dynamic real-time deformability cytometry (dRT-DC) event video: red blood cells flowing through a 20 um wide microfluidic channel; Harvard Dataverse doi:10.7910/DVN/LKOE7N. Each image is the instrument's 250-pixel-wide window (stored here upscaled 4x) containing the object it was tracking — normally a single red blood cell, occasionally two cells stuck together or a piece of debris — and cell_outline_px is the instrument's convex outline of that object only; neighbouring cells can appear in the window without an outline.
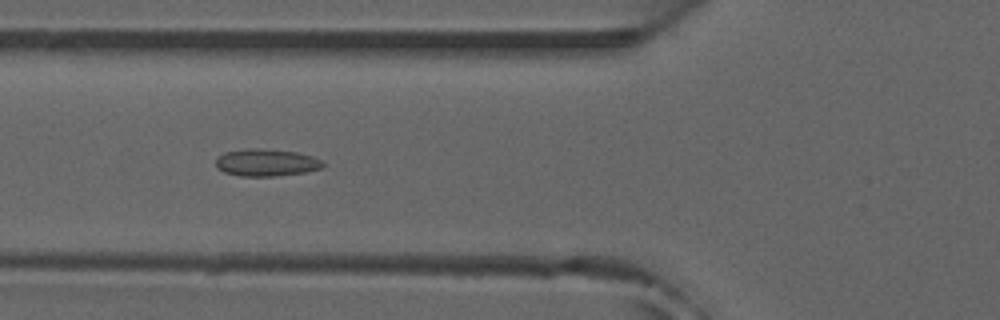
{"species": "common noctule bat (a hibernating species)", "species_latin": "Nyctalus noctula", "temperature_condition": "room temperature", "stored_images_in_passage": 41, "camera_frame_rate_fps": 3000, "um_per_image_px": 0.085, "animal": {"sex": "male", "forearm_length_mm": 52.5}, "frame": {"image": 1, "passage_image": 18, "time_ms": 5.667, "image_size_px": [1000, 320], "cell_outline_px": [[324, 168], [304, 172], [276, 176], [240, 176], [224, 172], [216, 168], [216, 160], [224, 152], [248, 148], [256, 148], [296, 152], [312, 156], [320, 160], [324, 164]], "centroid_in_image_um": [22.62, 13.82], "position_along_channel_um": 103.2, "area_um2": 16.94}}
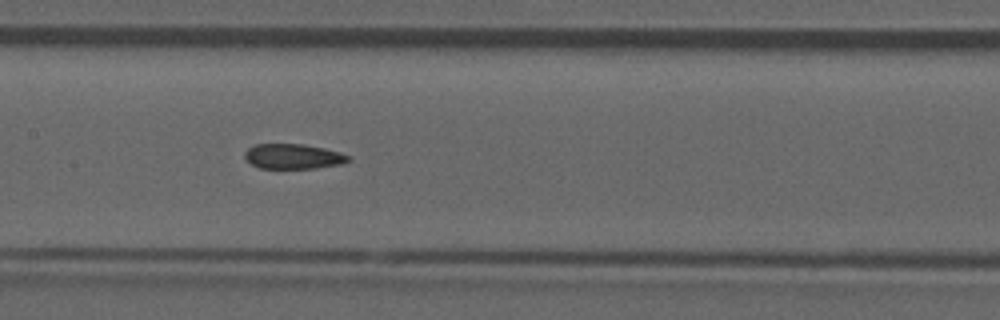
{"frame": {"image": 2, "passage_image": 24, "time_ms": 7.667, "image_size_px": [1000, 320], "cell_outline_px": [[352, 160], [344, 164], [316, 168], [260, 168], [252, 164], [244, 156], [244, 152], [248, 148], [256, 144], [300, 144], [324, 148], [340, 152], [348, 156]], "centroid_in_image_um": [24.95, 13.3], "position_along_channel_um": 182.5, "area_um2": 15.09}, "authors_computed_cell_mechanics": {"area_um2": 16.4152, "velocity_mm_per_s": 3.9555, "shape_relaxation_time_tau1_ms": null, "shape_relaxation_time_tau2_ms": 4.5401, "deformation_change_tau1": null, "deformation_change_tau2": 0.1174}}